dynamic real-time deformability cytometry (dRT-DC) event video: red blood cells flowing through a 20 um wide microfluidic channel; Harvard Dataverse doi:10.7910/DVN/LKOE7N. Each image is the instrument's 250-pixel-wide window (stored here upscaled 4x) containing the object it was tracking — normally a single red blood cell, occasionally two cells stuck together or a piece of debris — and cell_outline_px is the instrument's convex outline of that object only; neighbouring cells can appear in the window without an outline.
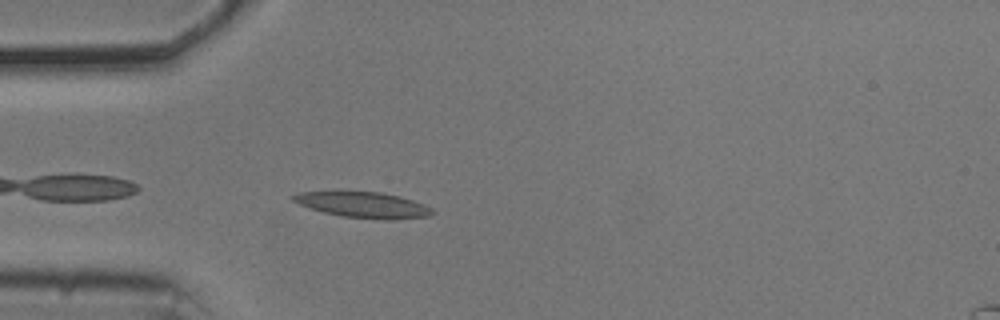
{"species": "common noctule bat (a hibernating species)", "species_latin": "Nyctalus noctula", "temperature_condition": "cold", "stored_images_in_passage": 41, "camera_frame_rate_fps": 3000, "um_per_image_px": 0.085, "animal": {"sex": "male", "body_mass_g": 20.5, "forearm_length_mm": 52.5}, "frame": {"image": 1, "passage_image": 2, "time_ms": 0.333, "image_size_px": [1000, 320], "cell_outline_px": [[436, 212], [428, 216], [392, 220], [384, 220], [344, 216], [324, 212], [308, 208], [292, 200], [288, 196], [300, 192], [380, 192], [400, 196], [424, 204], [432, 208]], "centroid_in_image_um": [30.9, 17.42], "position_along_channel_um": 54.1, "area_um2": 20.81}}
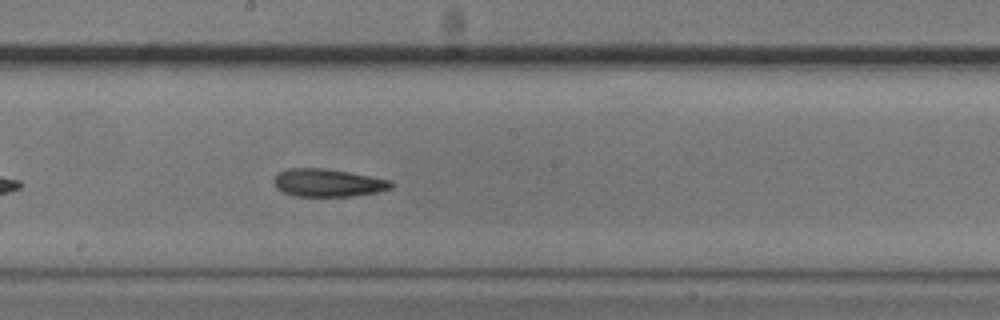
{"frame": {"image": 2, "passage_image": 16, "time_ms": 5.0, "image_size_px": [1000, 320], "cell_outline_px": [[392, 188], [376, 192], [352, 196], [296, 196], [284, 192], [276, 188], [272, 180], [280, 172], [288, 168], [324, 168], [348, 172], [392, 180]], "centroid_in_image_um": [27.86, 15.53], "position_along_channel_um": 220.3, "area_um2": 18.9}}
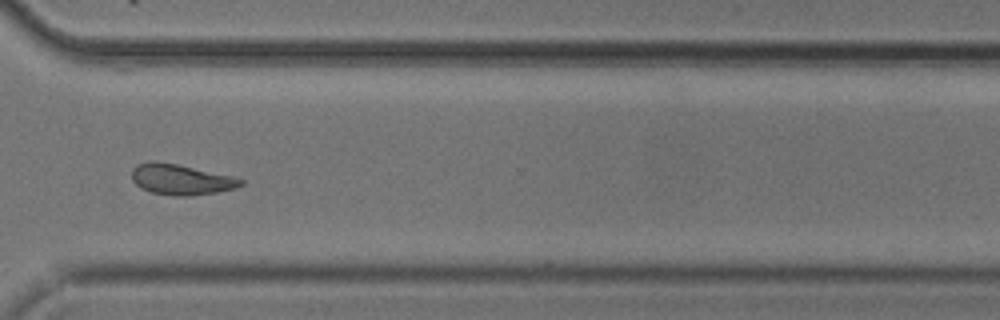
{"frame": {"image": 3, "passage_image": 27, "time_ms": 8.667, "image_size_px": [1000, 320], "cell_outline_px": [[244, 184], [232, 188], [216, 192], [188, 196], [176, 196], [152, 192], [140, 188], [132, 180], [132, 168], [136, 164], [148, 160], [156, 160], [176, 164], [232, 176], [244, 180]], "centroid_in_image_um": [15.32, 15.24], "position_along_channel_um": 355.3, "area_um2": 19.36}, "authors_computed_cell_mechanics": {"area_um2": 19.074, "velocity_mm_per_s": 3.6883, "shape_relaxation_time_tau1_ms": null, "shape_relaxation_time_tau2_ms": 6.1302, "deformation_change_tau1": null, "deformation_change_tau2": 0.1418}}